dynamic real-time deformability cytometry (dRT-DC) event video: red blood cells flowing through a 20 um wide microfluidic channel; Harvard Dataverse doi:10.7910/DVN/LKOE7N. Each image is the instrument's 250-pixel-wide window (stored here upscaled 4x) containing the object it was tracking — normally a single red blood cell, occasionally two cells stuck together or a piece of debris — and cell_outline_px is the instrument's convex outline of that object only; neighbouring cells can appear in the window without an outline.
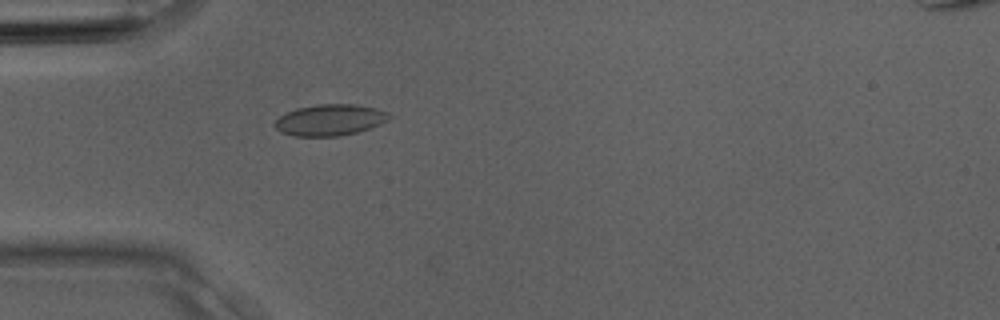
{"species": "Egyptian fruit bat (a non-hibernating species)", "species_latin": "Rousettus aegyptiacus", "temperature_condition": "room temperature", "stored_images_in_passage": 3, "camera_frame_rate_fps": 3000, "um_per_image_px": 0.085, "animal": {"sex": "male"}, "frame": {"image": 1, "passage_image": 3, "time_ms": 0.667, "image_size_px": [1000, 320], "cell_outline_px": [[392, 116], [388, 120], [380, 124], [356, 132], [340, 136], [296, 136], [280, 132], [272, 124], [280, 116], [296, 108], [320, 104], [356, 104], [376, 108], [388, 112]], "centroid_in_image_um": [28.05, 10.19], "position_along_channel_um": 57.0, "area_um2": 20.81}}